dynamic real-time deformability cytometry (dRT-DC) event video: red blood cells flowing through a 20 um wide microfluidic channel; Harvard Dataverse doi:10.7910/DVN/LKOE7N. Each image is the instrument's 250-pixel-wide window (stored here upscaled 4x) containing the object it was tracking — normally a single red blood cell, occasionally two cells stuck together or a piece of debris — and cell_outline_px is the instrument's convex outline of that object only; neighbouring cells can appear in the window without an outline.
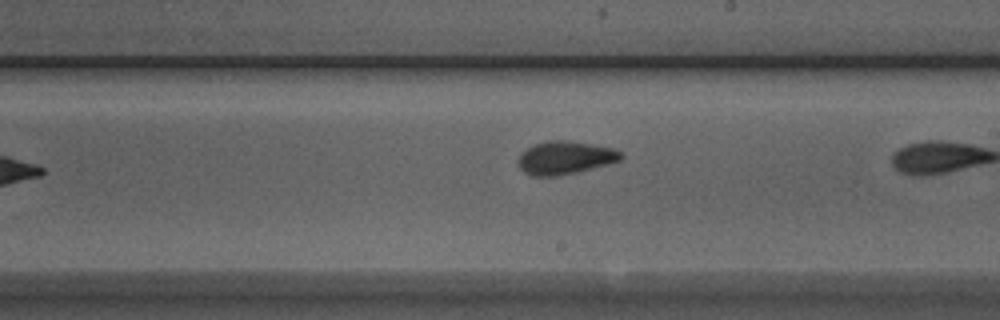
{"species": "Egyptian fruit bat (a non-hibernating species)", "species_latin": "Rousettus aegyptiacus", "temperature_condition": "room temperature", "stored_images_in_passage": 8, "camera_frame_rate_fps": 3000, "um_per_image_px": 0.085, "animal": {"sex": "male"}, "frame": {"image": 1, "passage_image": 7, "time_ms": 7.0, "image_size_px": [1000, 320], "cell_outline_px": [[624, 156], [620, 160], [576, 172], [556, 176], [532, 176], [524, 172], [520, 168], [516, 160], [520, 152], [532, 144], [548, 140], [560, 140], [588, 144], [612, 148], [620, 152]], "centroid_in_image_um": [47.93, 13.41], "position_along_channel_um": 241.1, "area_um2": 19.65}}